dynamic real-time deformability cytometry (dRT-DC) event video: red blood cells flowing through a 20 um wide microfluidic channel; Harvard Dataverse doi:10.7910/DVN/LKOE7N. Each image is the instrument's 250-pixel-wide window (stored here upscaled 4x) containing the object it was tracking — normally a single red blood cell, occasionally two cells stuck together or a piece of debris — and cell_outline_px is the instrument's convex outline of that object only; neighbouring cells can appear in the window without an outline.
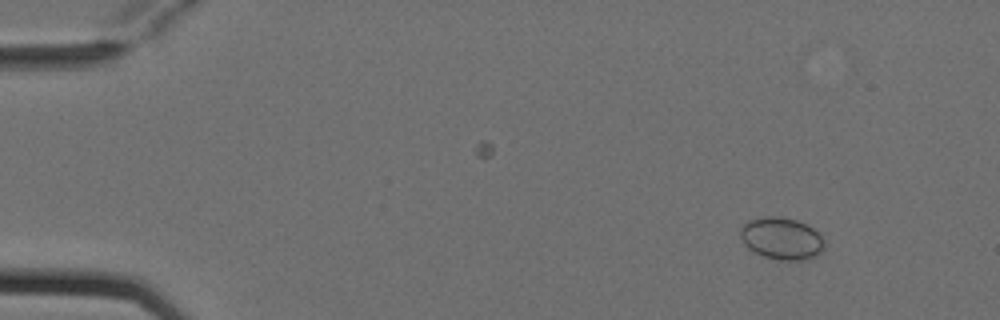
{"species": "Egyptian fruit bat (a non-hibernating species)", "species_latin": "Rousettus aegyptiacus", "temperature_condition": "cold", "stored_images_in_passage": 8, "camera_frame_rate_fps": 3000, "um_per_image_px": 0.085, "animal": {"sex": "female"}, "frame": {"image": 1, "passage_image": 2, "time_ms": 0.333, "image_size_px": [1000, 320], "cell_outline_px": [[824, 244], [820, 252], [816, 256], [804, 260], [780, 260], [764, 256], [752, 252], [744, 244], [740, 236], [740, 228], [748, 220], [768, 216], [780, 216], [796, 220], [808, 224], [824, 240]], "centroid_in_image_um": [66.41, 20.27], "position_along_channel_um": 18.6, "area_um2": 20.63}}
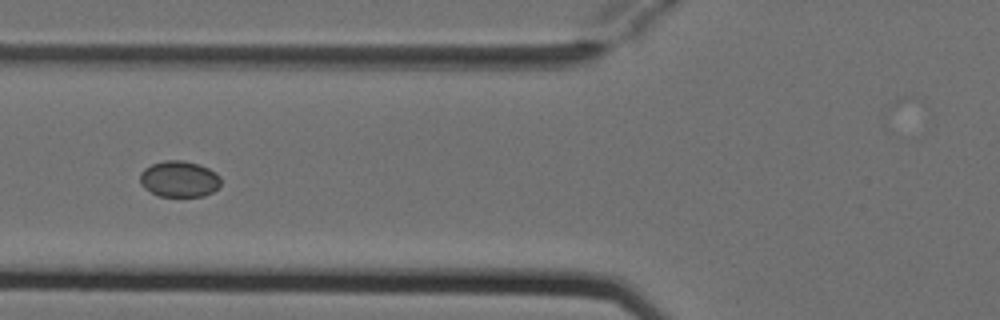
{"frame": {"image": 2, "passage_image": 6, "time_ms": 1.667, "image_size_px": [1000, 320], "cell_outline_px": [[220, 184], [212, 192], [204, 196], [160, 196], [144, 188], [140, 184], [140, 172], [144, 168], [152, 164], [164, 160], [184, 160], [200, 164], [216, 172], [220, 176]], "centroid_in_image_um": [15.23, 15.2], "position_along_channel_um": 110.6, "area_um2": 17.11}}
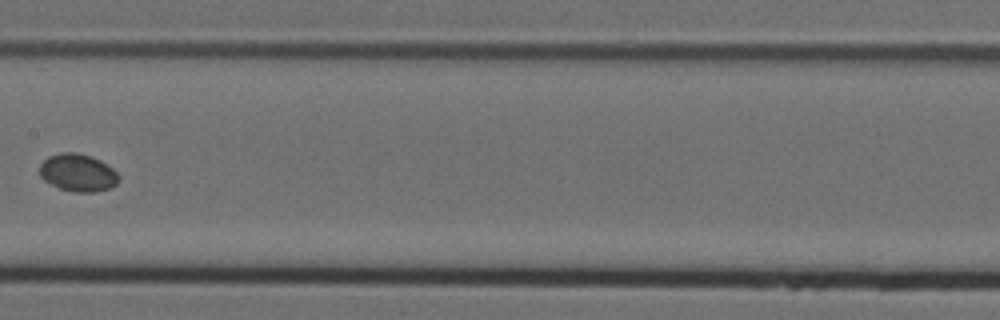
{"frame": {"image": 3, "passage_image": 8, "time_ms": 2.333, "image_size_px": [1000, 320], "cell_outline_px": [[120, 180], [112, 188], [96, 192], [76, 192], [60, 188], [44, 180], [40, 176], [40, 164], [48, 156], [60, 152], [76, 152], [92, 156], [100, 160], [112, 168], [120, 176]], "centroid_in_image_um": [6.64, 14.67], "position_along_channel_um": 200.8, "area_um2": 17.46}}